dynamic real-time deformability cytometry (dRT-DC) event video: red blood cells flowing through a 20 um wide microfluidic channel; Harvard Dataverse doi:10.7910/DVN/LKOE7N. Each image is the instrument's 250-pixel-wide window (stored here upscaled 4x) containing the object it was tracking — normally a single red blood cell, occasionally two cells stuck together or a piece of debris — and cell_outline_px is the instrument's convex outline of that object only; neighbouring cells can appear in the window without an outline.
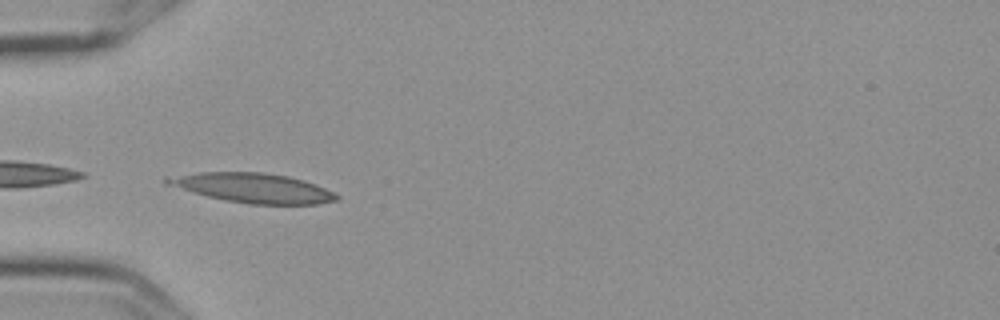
{"species": "Egyptian fruit bat (a non-hibernating species)", "species_latin": "Rousettus aegyptiacus", "temperature_condition": "cold", "stored_images_in_passage": 8, "camera_frame_rate_fps": 3000, "um_per_image_px": 0.085, "frame": {"image": 1, "passage_image": 5, "time_ms": 1.333, "image_size_px": [1000, 320], "cell_outline_px": [[340, 200], [320, 204], [248, 204], [208, 196], [192, 192], [164, 184], [164, 176], [200, 172], [264, 172], [288, 176], [304, 180], [316, 184], [340, 196]], "centroid_in_image_um": [21.49, 15.96], "position_along_channel_um": 63.5, "area_um2": 29.3}}
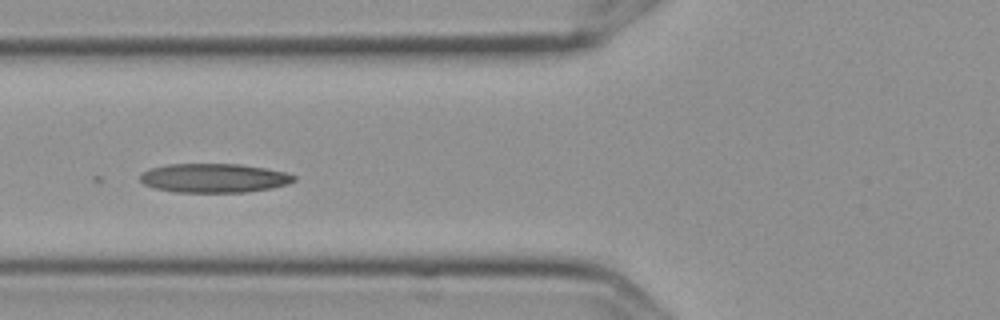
{"frame": {"image": 2, "passage_image": 6, "time_ms": 1.667, "image_size_px": [1000, 320], "cell_outline_px": [[296, 180], [288, 184], [272, 188], [244, 192], [176, 192], [156, 188], [144, 184], [140, 180], [140, 176], [148, 168], [168, 164], [240, 164], [264, 168], [284, 172], [296, 176]], "centroid_in_image_um": [18.19, 15.13], "position_along_channel_um": 107.6, "area_um2": 25.95}}
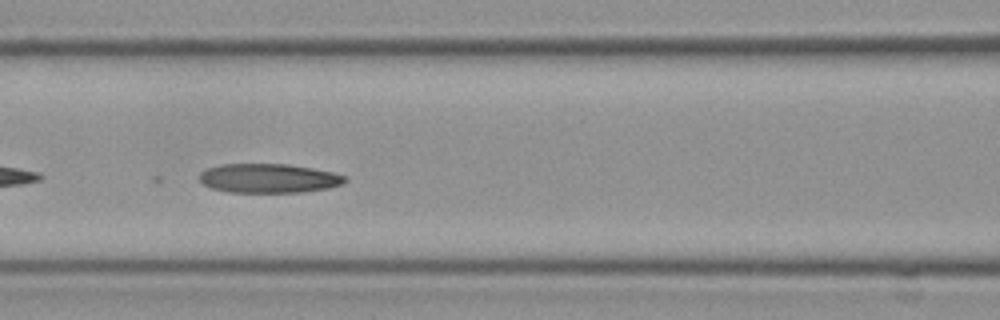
{"frame": {"image": 3, "passage_image": 7, "time_ms": 2.0, "image_size_px": [1000, 320], "cell_outline_px": [[348, 180], [344, 184], [328, 188], [304, 192], [228, 192], [212, 188], [204, 184], [200, 180], [200, 172], [208, 168], [220, 164], [288, 164], [312, 168], [332, 172], [348, 176]], "centroid_in_image_um": [22.89, 15.15], "position_along_channel_um": 143.7, "area_um2": 24.85}}